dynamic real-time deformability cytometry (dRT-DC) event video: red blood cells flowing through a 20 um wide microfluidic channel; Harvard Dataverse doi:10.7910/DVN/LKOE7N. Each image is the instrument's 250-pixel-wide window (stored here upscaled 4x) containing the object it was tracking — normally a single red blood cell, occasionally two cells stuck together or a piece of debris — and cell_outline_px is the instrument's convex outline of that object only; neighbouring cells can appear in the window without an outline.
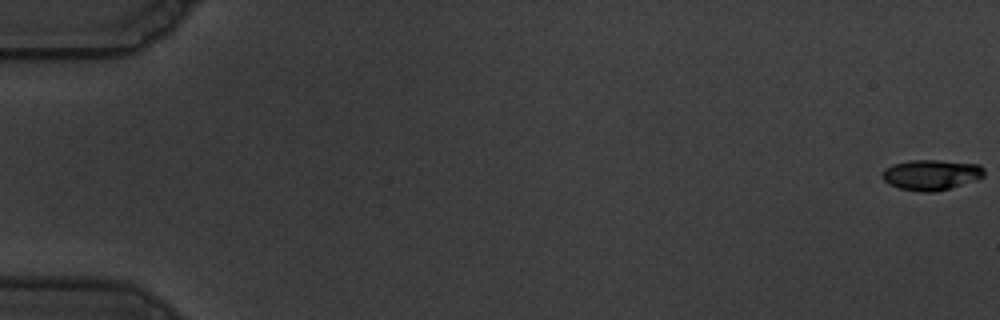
{"species": "common noctule bat (a hibernating species)", "species_latin": "Nyctalus noctula", "temperature_condition": "warm", "stored_images_in_passage": 58, "camera_frame_rate_fps": 3000, "um_per_image_px": 0.085, "animal": {"sex": "male", "body_mass_g": 19.5, "forearm_length_mm": 54.6}, "frame": {"image": 1, "passage_image": 1, "time_ms": 0.0, "image_size_px": [1000, 320], "cell_outline_px": [[984, 176], [976, 180], [948, 188], [932, 192], [920, 192], [900, 188], [888, 184], [884, 180], [884, 168], [892, 164], [908, 160], [940, 160], [980, 164], [984, 168]], "centroid_in_image_um": [79.16, 14.84], "position_along_channel_um": 5.8, "area_um2": 18.03}}
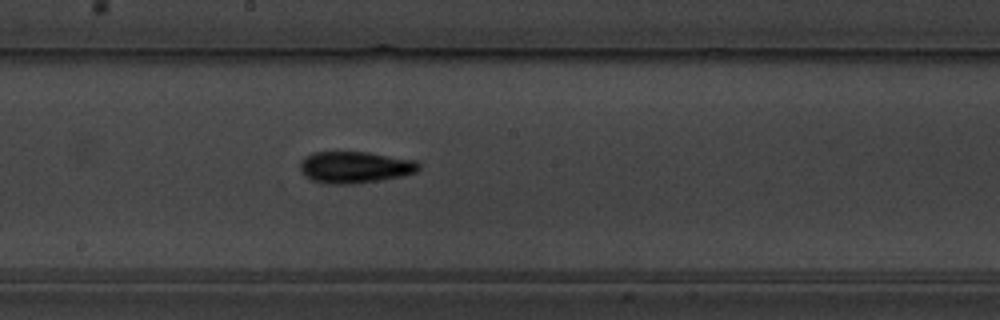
{"frame": {"image": 2, "passage_image": 33, "time_ms": 10.667, "image_size_px": [1000, 320], "cell_outline_px": [[420, 168], [416, 172], [404, 176], [384, 180], [352, 184], [324, 184], [312, 180], [304, 176], [300, 172], [300, 160], [304, 156], [312, 152], [368, 152], [416, 160], [420, 164]], "centroid_in_image_um": [30.15, 14.22], "position_along_channel_um": 218.0, "area_um2": 22.37}}
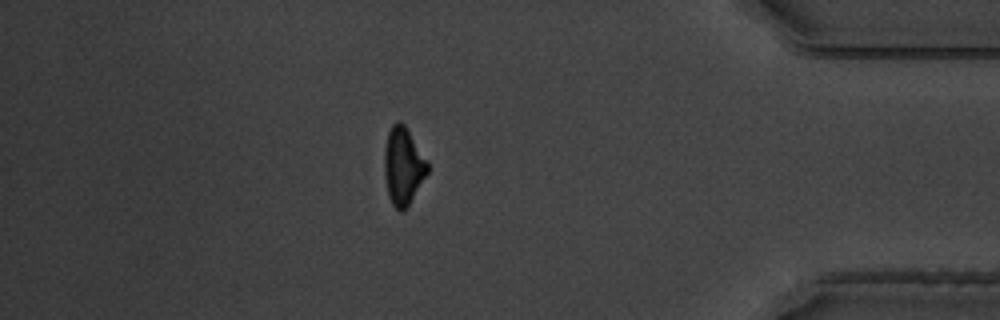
{"frame": {"image": 3, "passage_image": 51, "time_ms": 16.667, "image_size_px": [1000, 320], "cell_outline_px": [[428, 172], [408, 204], [400, 212], [392, 204], [388, 196], [384, 176], [384, 148], [388, 132], [392, 124], [396, 120], [400, 120], [404, 124], [428, 160]], "centroid_in_image_um": [34.25, 14.06], "position_along_channel_um": 401.0, "area_um2": 19.48}, "authors_computed_cell_mechanics": {"area_um2": 19.7387, "velocity_mm_per_s": 3.5971, "shape_relaxation_time_tau1_ms": 3.7319, "shape_relaxation_time_tau2_ms": 1.9501, "deformation_change_tau1": 0.1685, "deformation_change_tau2": 0.0901}}